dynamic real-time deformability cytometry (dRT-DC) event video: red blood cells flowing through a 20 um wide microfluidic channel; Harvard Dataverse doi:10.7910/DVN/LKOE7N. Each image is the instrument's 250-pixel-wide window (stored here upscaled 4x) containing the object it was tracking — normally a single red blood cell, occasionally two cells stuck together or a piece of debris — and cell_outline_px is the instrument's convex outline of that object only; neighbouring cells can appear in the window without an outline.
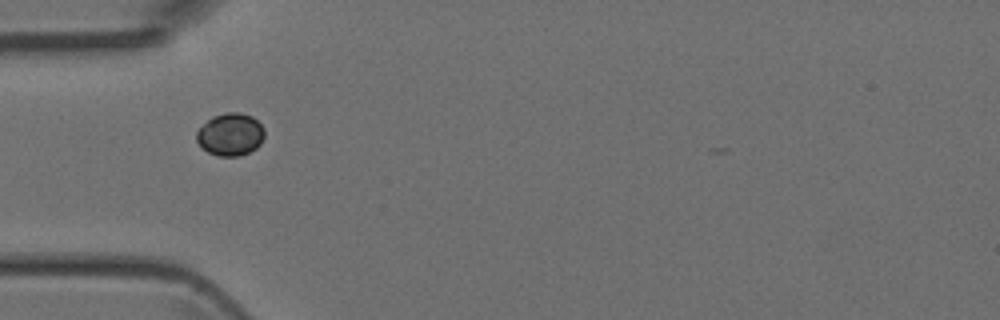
{"species": "Egyptian fruit bat (a non-hibernating species)", "species_latin": "Rousettus aegyptiacus", "temperature_condition": "room temperature", "stored_images_in_passage": 5, "camera_frame_rate_fps": 3000, "um_per_image_px": 0.085, "animal": {"sex": "female"}, "frame": {"image": 1, "passage_image": 5, "time_ms": 1.333, "image_size_px": [1000, 320], "cell_outline_px": [[264, 136], [260, 144], [256, 148], [248, 152], [236, 156], [216, 156], [208, 152], [196, 140], [196, 132], [212, 116], [224, 112], [240, 112], [252, 116], [264, 128]], "centroid_in_image_um": [19.58, 11.41], "position_along_channel_um": 65.4, "area_um2": 16.76}}